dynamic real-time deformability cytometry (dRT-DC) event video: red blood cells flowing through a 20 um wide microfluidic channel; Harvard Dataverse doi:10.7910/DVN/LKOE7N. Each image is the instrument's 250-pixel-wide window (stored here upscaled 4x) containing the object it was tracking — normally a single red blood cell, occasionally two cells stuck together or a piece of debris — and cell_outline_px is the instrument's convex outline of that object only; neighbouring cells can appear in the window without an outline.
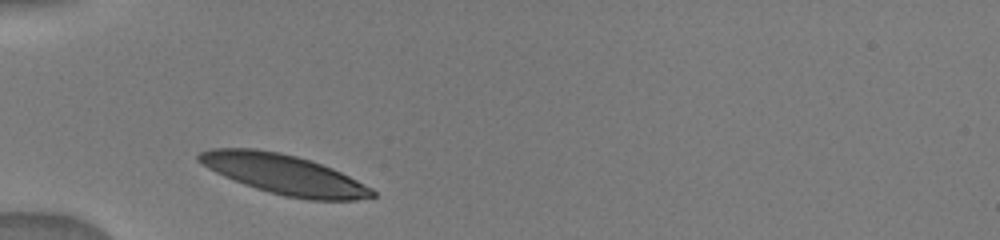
{"species": "human", "species_latin": "Homo sapiens", "temperature_condition": "warm", "stored_images_in_passage": 2, "camera_frame_rate_fps": 3000, "um_per_image_px": 0.085, "donor": {"sex": "male"}, "frame": {"image": 1, "passage_image": 1, "time_ms": 0.0, "image_size_px": [1000, 240], "cell_outline_px": [[376, 196], [356, 200], [308, 200], [268, 192], [244, 184], [224, 176], [208, 168], [196, 160], [196, 156], [200, 152], [212, 148], [252, 148], [280, 152], [296, 156], [332, 168], [372, 188], [376, 192]], "centroid_in_image_um": [24.13, 14.82], "position_along_channel_um": 60.9, "area_um2": 39.88}}